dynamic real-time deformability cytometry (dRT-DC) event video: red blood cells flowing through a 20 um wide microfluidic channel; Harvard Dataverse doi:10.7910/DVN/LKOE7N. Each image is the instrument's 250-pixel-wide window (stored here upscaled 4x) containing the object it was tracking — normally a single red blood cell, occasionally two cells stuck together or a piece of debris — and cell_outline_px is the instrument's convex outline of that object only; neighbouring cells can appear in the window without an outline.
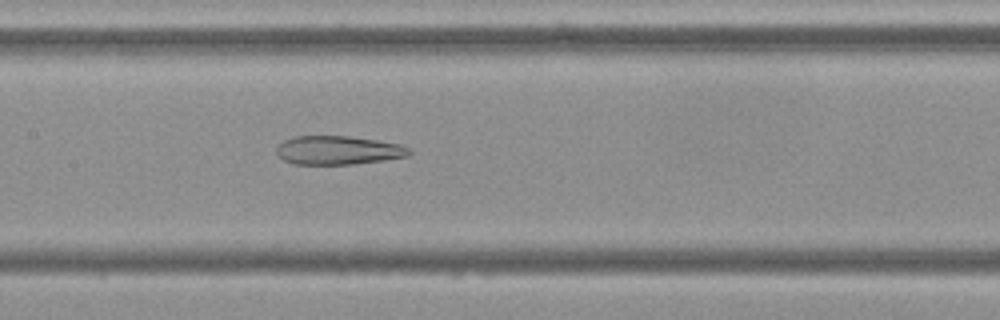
{"species": "Egyptian fruit bat (a non-hibernating species)", "species_latin": "Rousettus aegyptiacus", "temperature_condition": "cold", "stored_images_in_passage": 54, "camera_frame_rate_fps": 3000, "um_per_image_px": 0.085, "frame": {"image": 1, "passage_image": 26, "time_ms": 8.333, "image_size_px": [1000, 320], "cell_outline_px": [[412, 152], [408, 156], [384, 160], [352, 164], [292, 164], [284, 160], [276, 152], [276, 148], [284, 140], [292, 136], [348, 136], [376, 140], [400, 144], [412, 148]], "centroid_in_image_um": [28.76, 12.77], "position_along_channel_um": 178.6, "area_um2": 22.25}}
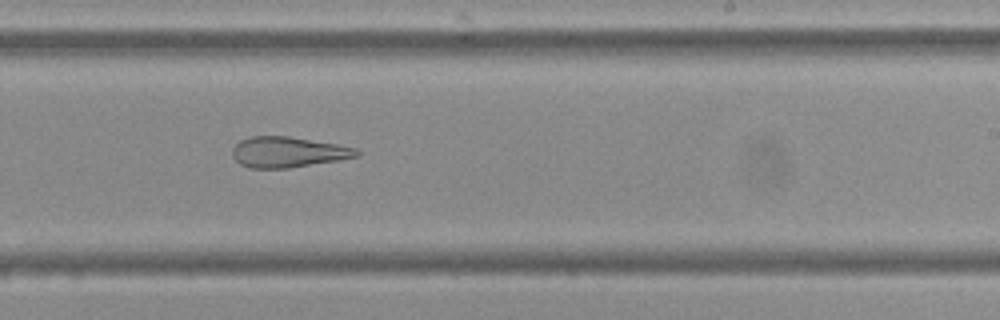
{"frame": {"image": 2, "passage_image": 33, "time_ms": 10.667, "image_size_px": [1000, 320], "cell_outline_px": [[360, 156], [340, 160], [288, 168], [248, 168], [240, 164], [232, 156], [232, 148], [240, 140], [252, 136], [288, 136], [336, 144], [356, 148], [360, 152]], "centroid_in_image_um": [24.47, 12.93], "position_along_channel_um": 264.5, "area_um2": 22.2}}
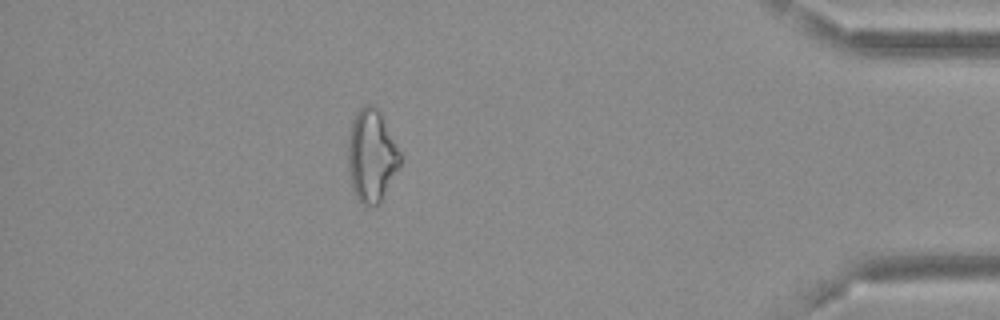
{"frame": {"image": 3, "passage_image": 48, "time_ms": 15.667, "image_size_px": [1000, 320], "cell_outline_px": [[400, 164], [380, 204], [360, 204], [352, 188], [348, 168], [348, 144], [352, 120], [356, 112], [364, 104], [372, 104], [376, 108], [400, 152]], "centroid_in_image_um": [31.55, 13.26], "position_along_channel_um": 403.6, "area_um2": 27.51}, "authors_computed_cell_mechanics": {"area_um2": 27.9174, "velocity_mm_per_s": 3.6856, "shape_relaxation_time_tau1_ms": null, "shape_relaxation_time_tau2_ms": 4.1011, "deformation_change_tau1": null, "deformation_change_tau2": 0.1478}}